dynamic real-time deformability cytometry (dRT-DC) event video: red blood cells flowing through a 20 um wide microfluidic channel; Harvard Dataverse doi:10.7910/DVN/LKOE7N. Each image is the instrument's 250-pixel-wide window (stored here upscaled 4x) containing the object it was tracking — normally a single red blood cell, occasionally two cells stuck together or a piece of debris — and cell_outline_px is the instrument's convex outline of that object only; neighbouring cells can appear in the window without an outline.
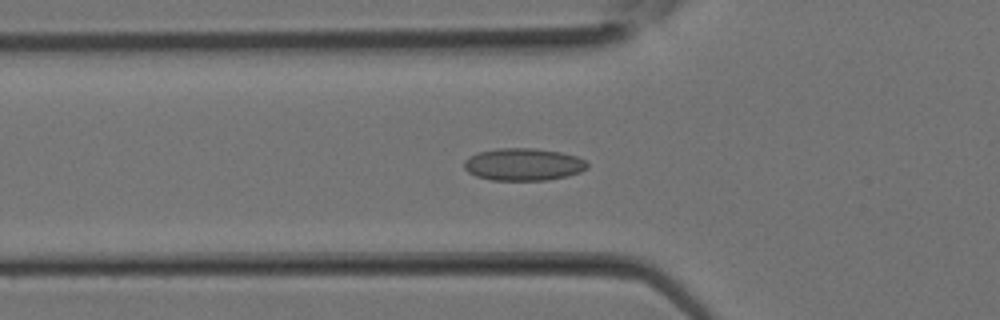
{"species": "Egyptian fruit bat (a non-hibernating species)", "species_latin": "Rousettus aegyptiacus", "temperature_condition": "room temperature", "stored_images_in_passage": 29, "camera_frame_rate_fps": 3000, "um_per_image_px": 0.085, "animal": {"sex": "female"}, "frame": {"image": 1, "passage_image": 10, "time_ms": 3.0, "image_size_px": [1000, 320], "cell_outline_px": [[588, 168], [580, 172], [568, 176], [544, 180], [492, 180], [476, 176], [468, 172], [464, 168], [464, 160], [468, 156], [476, 152], [496, 148], [536, 148], [560, 152], [576, 156], [584, 160], [588, 164]], "centroid_in_image_um": [44.46, 13.96], "position_along_channel_um": 81.3, "area_um2": 23.41}}
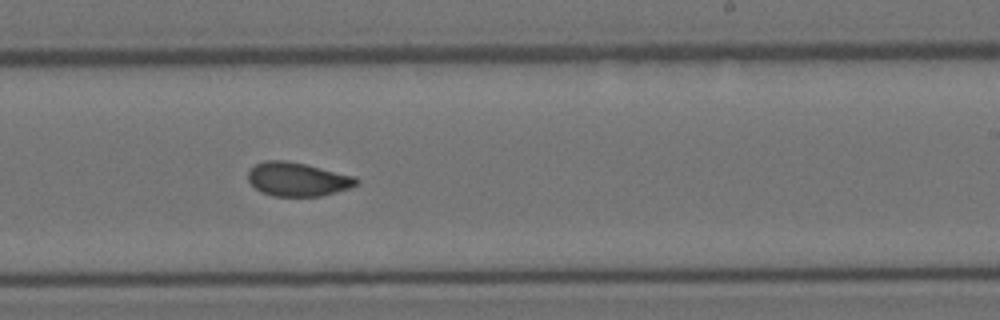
{"frame": {"image": 2, "passage_image": 18, "time_ms": 5.667, "image_size_px": [1000, 320], "cell_outline_px": [[360, 180], [356, 184], [348, 188], [336, 192], [320, 196], [272, 196], [260, 192], [248, 180], [248, 172], [256, 164], [264, 160], [284, 160], [304, 164], [356, 176]], "centroid_in_image_um": [25.28, 15.24], "position_along_channel_um": 263.7, "area_um2": 21.21}}
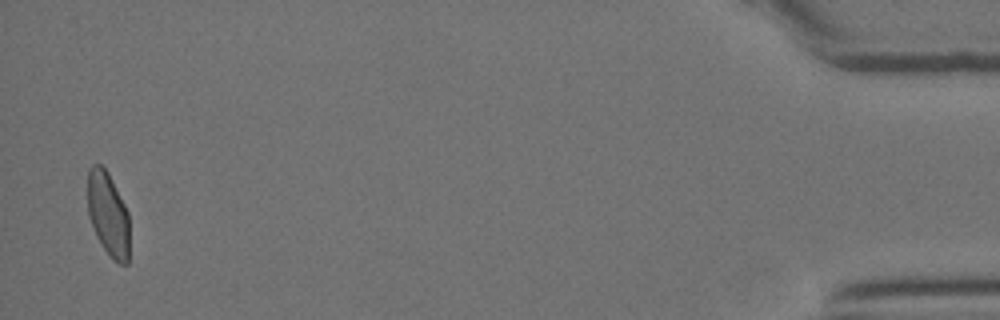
{"frame": {"image": 3, "passage_image": 29, "time_ms": 9.333, "image_size_px": [1000, 320], "cell_outline_px": [[128, 264], [120, 264], [112, 260], [96, 236], [88, 216], [88, 168], [92, 164], [100, 164], [108, 172], [128, 212]], "centroid_in_image_um": [9.17, 18.2], "position_along_channel_um": 426.0, "area_um2": 20.4}}